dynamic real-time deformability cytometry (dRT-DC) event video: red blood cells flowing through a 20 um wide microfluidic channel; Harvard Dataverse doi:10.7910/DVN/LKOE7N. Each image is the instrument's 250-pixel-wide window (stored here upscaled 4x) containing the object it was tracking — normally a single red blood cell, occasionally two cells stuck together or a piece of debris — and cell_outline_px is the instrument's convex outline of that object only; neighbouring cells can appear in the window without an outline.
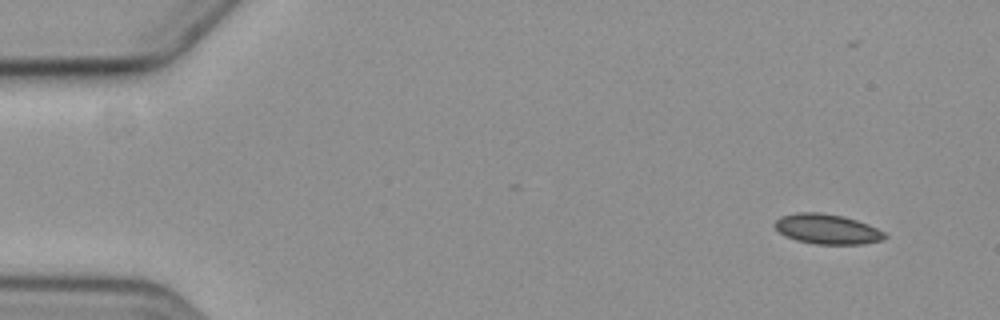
{"species": "common noctule bat (a hibernating species)", "species_latin": "Nyctalus noctula", "temperature_condition": "cold", "stored_images_in_passage": 10, "camera_frame_rate_fps": 3000, "um_per_image_px": 0.085, "animal": {"sex": "female", "body_mass_g": 19.3, "forearm_length_mm": 54.1}, "frame": {"image": 1, "passage_image": 1, "time_ms": 0.0, "image_size_px": [1000, 320], "cell_outline_px": [[888, 236], [884, 240], [864, 244], [816, 244], [796, 240], [784, 236], [772, 224], [780, 216], [796, 212], [820, 212], [840, 216], [856, 220], [868, 224], [884, 232]], "centroid_in_image_um": [70.29, 19.47], "position_along_channel_um": 14.7, "area_um2": 19.31}}
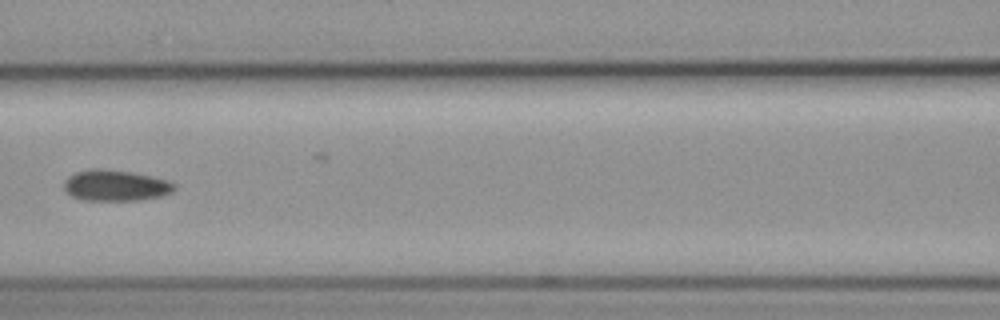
{"frame": {"image": 2, "passage_image": 7, "time_ms": 7.333, "image_size_px": [1000, 320], "cell_outline_px": [[176, 188], [172, 192], [160, 196], [140, 200], [80, 200], [72, 196], [64, 188], [64, 180], [68, 176], [76, 172], [88, 168], [100, 168], [132, 172], [168, 180], [176, 184]], "centroid_in_image_um": [9.81, 15.76], "position_along_channel_um": 156.8, "area_um2": 20.06}}
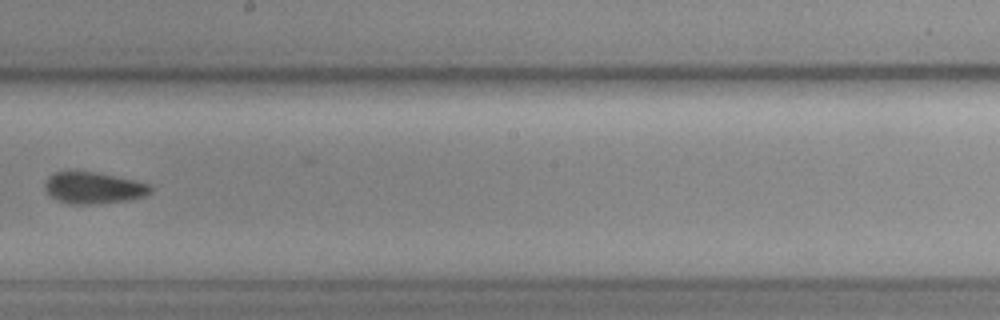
{"frame": {"image": 3, "passage_image": 9, "time_ms": 9.667, "image_size_px": [1000, 320], "cell_outline_px": [[152, 192], [144, 196], [128, 200], [100, 204], [68, 204], [52, 196], [44, 188], [44, 184], [48, 176], [56, 172], [96, 172], [132, 180], [148, 184], [152, 188]], "centroid_in_image_um": [7.95, 15.98], "position_along_channel_um": 240.3, "area_um2": 19.19}}